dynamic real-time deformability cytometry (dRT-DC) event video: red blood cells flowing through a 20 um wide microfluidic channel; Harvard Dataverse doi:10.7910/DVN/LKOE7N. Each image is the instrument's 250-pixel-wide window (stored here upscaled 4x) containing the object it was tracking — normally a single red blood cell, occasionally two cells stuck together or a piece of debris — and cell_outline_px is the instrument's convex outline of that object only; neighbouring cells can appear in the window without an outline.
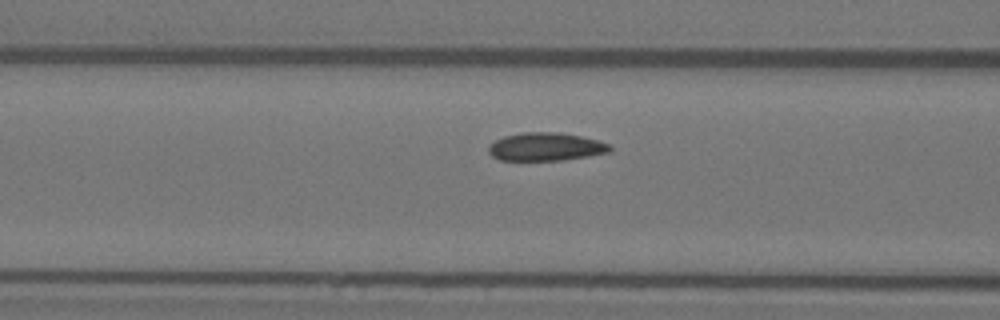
{"species": "Egyptian fruit bat (a non-hibernating species)", "species_latin": "Rousettus aegyptiacus", "temperature_condition": "warm", "stored_images_in_passage": 29, "camera_frame_rate_fps": 3000, "um_per_image_px": 0.085, "animal": {"sex": "female"}, "frame": {"image": 1, "passage_image": 14, "time_ms": 4.333, "image_size_px": [1000, 320], "cell_outline_px": [[612, 152], [588, 156], [560, 160], [500, 160], [492, 156], [488, 152], [488, 148], [496, 140], [504, 136], [524, 132], [560, 132], [580, 136], [596, 140], [608, 144], [612, 148]], "centroid_in_image_um": [46.4, 12.47], "position_along_channel_um": 120.2, "area_um2": 19.77}}
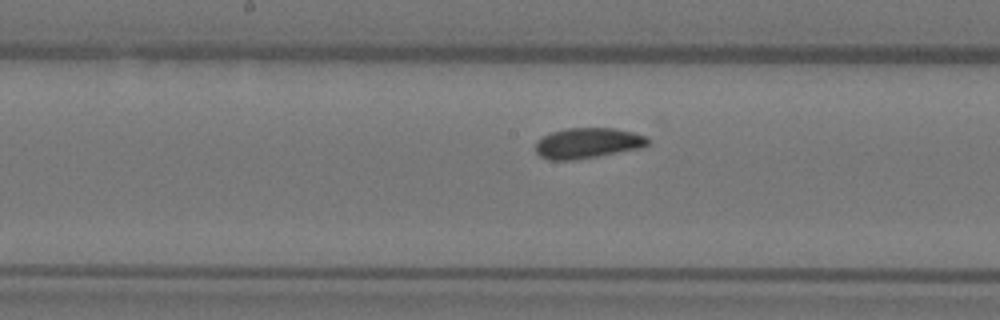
{"frame": {"image": 2, "passage_image": 20, "time_ms": 6.333, "image_size_px": [1000, 320], "cell_outline_px": [[652, 140], [648, 144], [640, 148], [596, 156], [572, 160], [548, 160], [540, 156], [536, 152], [536, 140], [552, 132], [564, 128], [612, 128], [632, 132], [648, 136]], "centroid_in_image_um": [49.95, 12.16], "position_along_channel_um": 198.2, "area_um2": 19.94}}
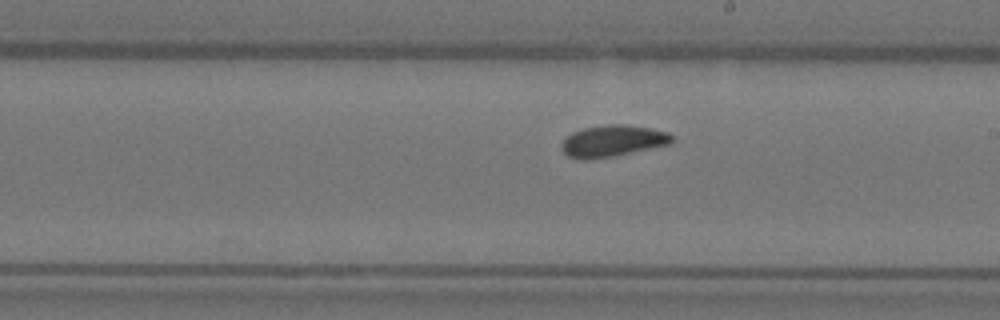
{"frame": {"image": 3, "passage_image": 23, "time_ms": 7.333, "image_size_px": [1000, 320], "cell_outline_px": [[676, 140], [668, 144], [612, 156], [588, 160], [580, 160], [568, 156], [560, 148], [560, 144], [572, 132], [584, 128], [604, 124], [624, 124], [652, 128], [668, 132]], "centroid_in_image_um": [52.05, 11.97], "position_along_channel_um": 236.9, "area_um2": 20.29}}